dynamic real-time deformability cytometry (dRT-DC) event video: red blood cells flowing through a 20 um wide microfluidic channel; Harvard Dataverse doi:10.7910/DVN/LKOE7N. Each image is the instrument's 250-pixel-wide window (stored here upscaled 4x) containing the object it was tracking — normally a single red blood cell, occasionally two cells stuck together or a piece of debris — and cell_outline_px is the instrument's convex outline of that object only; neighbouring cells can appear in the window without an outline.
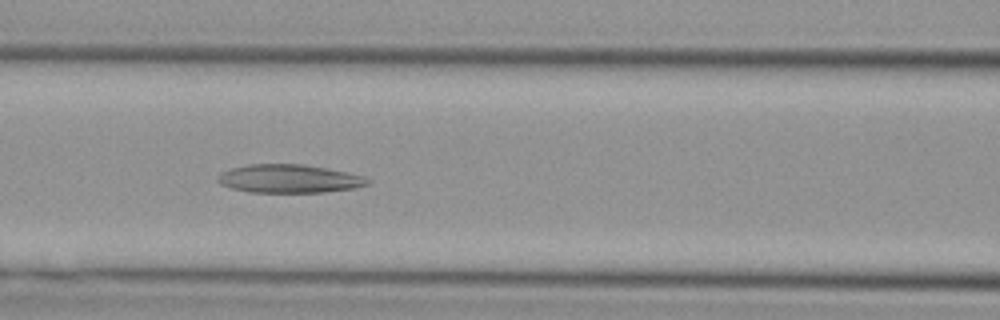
{"species": "Egyptian fruit bat (a non-hibernating species)", "species_latin": "Rousettus aegyptiacus", "temperature_condition": "cold", "stored_images_in_passage": 47, "camera_frame_rate_fps": 3000, "um_per_image_px": 0.085, "animal": {"sex": "female"}, "frame": {"image": 1, "passage_image": 20, "time_ms": 6.333, "image_size_px": [1000, 320], "cell_outline_px": [[372, 180], [368, 184], [356, 188], [324, 192], [252, 192], [232, 188], [220, 184], [216, 180], [216, 176], [220, 172], [228, 168], [248, 164], [304, 164], [328, 168], [364, 176]], "centroid_in_image_um": [24.56, 15.18], "position_along_channel_um": 142.0, "area_um2": 25.03}}
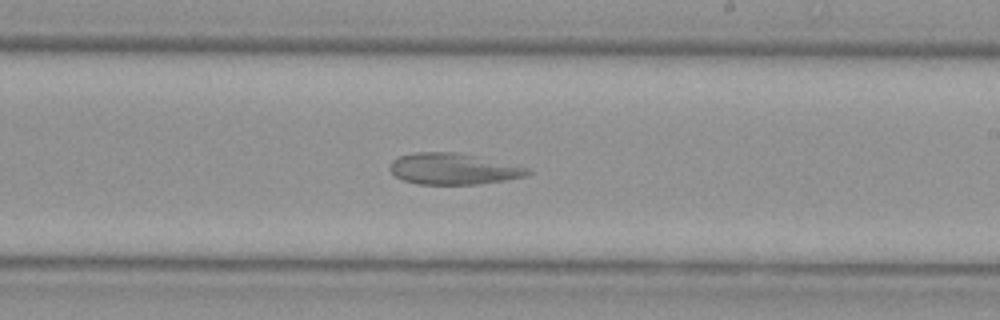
{"frame": {"image": 2, "passage_image": 28, "time_ms": 9.0, "image_size_px": [1000, 320], "cell_outline_px": [[532, 172], [524, 176], [504, 180], [476, 184], [416, 184], [404, 180], [396, 176], [388, 168], [392, 160], [400, 156], [416, 152], [460, 152], [532, 168]], "centroid_in_image_um": [38.54, 14.34], "position_along_channel_um": 250.5, "area_um2": 25.14}}
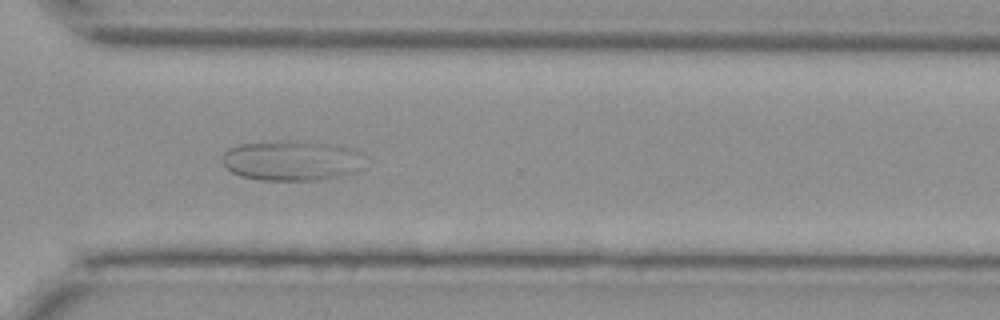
{"frame": {"image": 3, "passage_image": 35, "time_ms": 11.333, "image_size_px": [1000, 320], "cell_outline_px": [[360, 168], [356, 172], [340, 176], [316, 180], [260, 180], [240, 176], [232, 172], [224, 164], [220, 156], [228, 148], [240, 144], [296, 140], [324, 144], [340, 148]], "centroid_in_image_um": [24.49, 13.68], "position_along_channel_um": 346.1, "area_um2": 31.5}}